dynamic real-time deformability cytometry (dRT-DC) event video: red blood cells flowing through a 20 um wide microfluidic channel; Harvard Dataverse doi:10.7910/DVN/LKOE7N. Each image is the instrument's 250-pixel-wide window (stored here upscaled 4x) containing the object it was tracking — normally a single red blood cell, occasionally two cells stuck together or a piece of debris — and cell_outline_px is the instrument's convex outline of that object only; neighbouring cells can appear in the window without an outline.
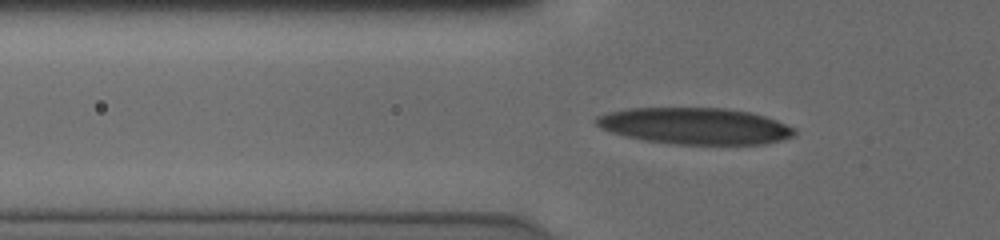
{"species": "human", "species_latin": "Homo sapiens", "temperature_condition": "cold", "stored_images_in_passage": 47, "camera_frame_rate_fps": 3000, "um_per_image_px": 0.085, "donor": {"sex": "male"}, "frame": {"image": 1, "passage_image": 14, "time_ms": 4.333, "image_size_px": [1000, 240], "cell_outline_px": [[796, 132], [792, 136], [780, 140], [764, 144], [676, 144], [644, 140], [624, 136], [600, 128], [596, 124], [596, 116], [608, 112], [628, 108], [724, 108], [748, 112], [764, 116], [776, 120], [792, 128]], "centroid_in_image_um": [59.02, 10.7], "position_along_channel_um": 66.8, "area_um2": 41.85}}
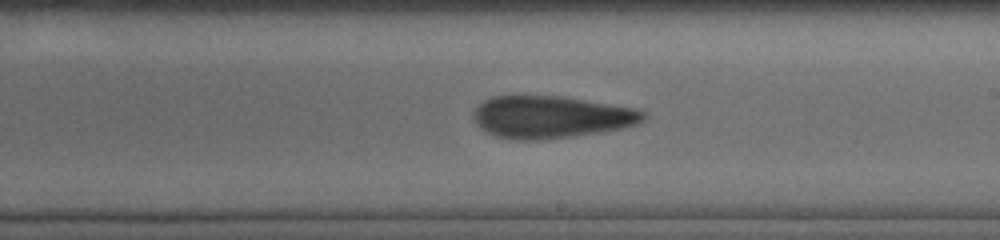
{"frame": {"image": 2, "passage_image": 28, "time_ms": 9.0, "image_size_px": [1000, 240], "cell_outline_px": [[648, 116], [636, 124], [620, 128], [600, 132], [572, 136], [540, 140], [516, 140], [496, 136], [480, 128], [476, 124], [472, 116], [476, 108], [484, 100], [492, 96], [564, 96], [636, 108], [644, 112]], "centroid_in_image_um": [46.83, 9.94], "position_along_channel_um": 242.2, "area_um2": 41.79}}
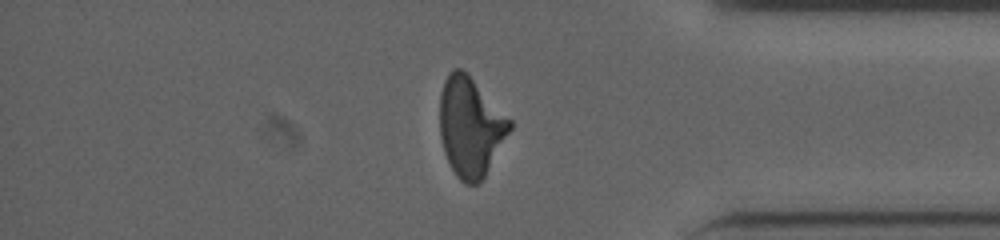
{"frame": {"image": 3, "passage_image": 41, "time_ms": 13.333, "image_size_px": [1000, 240], "cell_outline_px": [[512, 128], [484, 176], [476, 184], [464, 184], [456, 176], [444, 152], [440, 136], [440, 92], [444, 80], [456, 68], [460, 68], [512, 120]], "centroid_in_image_um": [39.98, 10.81], "position_along_channel_um": 395.2, "area_um2": 39.71}}